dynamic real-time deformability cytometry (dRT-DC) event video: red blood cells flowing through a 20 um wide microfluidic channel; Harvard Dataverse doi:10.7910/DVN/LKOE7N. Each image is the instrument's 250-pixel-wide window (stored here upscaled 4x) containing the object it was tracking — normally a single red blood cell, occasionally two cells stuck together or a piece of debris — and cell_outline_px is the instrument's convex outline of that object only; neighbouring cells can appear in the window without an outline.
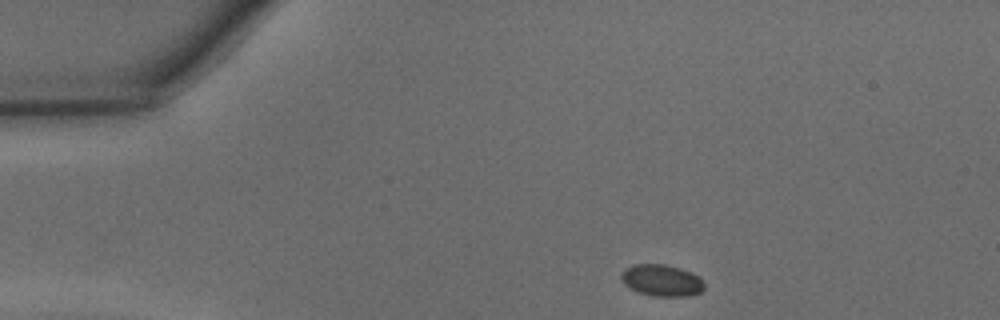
{"species": "common noctule bat (a hibernating species)", "species_latin": "Nyctalus noctula", "temperature_condition": "warm", "stored_images_in_passage": 31, "camera_frame_rate_fps": 3000, "um_per_image_px": 0.085, "animal": {"sex": "male", "body_mass_g": 15.6}, "frame": {"image": 1, "passage_image": 1, "time_ms": 0.0, "image_size_px": [1000, 320], "cell_outline_px": [[704, 288], [700, 292], [688, 296], [652, 296], [640, 292], [624, 284], [620, 276], [620, 272], [632, 264], [664, 264], [680, 268], [692, 272], [700, 276], [704, 284]], "centroid_in_image_um": [56.25, 23.82], "position_along_channel_um": 28.7, "area_um2": 15.37}}
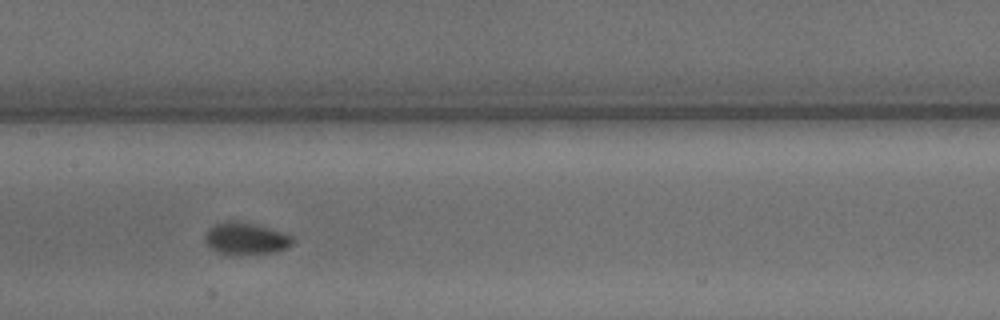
{"frame": {"image": 2, "passage_image": 16, "time_ms": 5.0, "image_size_px": [1000, 320], "cell_outline_px": [[292, 244], [288, 248], [272, 252], [216, 252], [204, 240], [204, 236], [208, 228], [216, 224], [232, 220], [252, 224], [268, 228], [292, 236]], "centroid_in_image_um": [20.87, 20.24], "position_along_channel_um": 186.5, "area_um2": 15.43}}
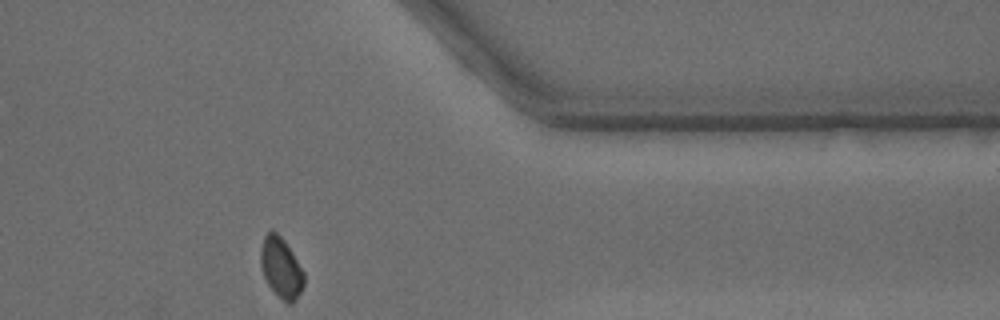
{"frame": {"image": 3, "passage_image": 31, "time_ms": 10.0, "image_size_px": [1000, 320], "cell_outline_px": [[304, 284], [300, 292], [292, 304], [288, 304], [268, 284], [264, 276], [260, 264], [260, 248], [264, 236], [272, 228], [284, 240], [292, 252], [304, 272]], "centroid_in_image_um": [23.88, 22.72], "position_along_channel_um": 387.5, "area_um2": 15.09}, "authors_computed_cell_mechanics": {"area_um2": 15.8372, "velocity_mm_per_s": 4.3328, "shape_relaxation_time_tau1_ms": 2.8868, "shape_relaxation_time_tau2_ms": null, "deformation_change_tau1": 0.0816, "deformation_change_tau2": null}}